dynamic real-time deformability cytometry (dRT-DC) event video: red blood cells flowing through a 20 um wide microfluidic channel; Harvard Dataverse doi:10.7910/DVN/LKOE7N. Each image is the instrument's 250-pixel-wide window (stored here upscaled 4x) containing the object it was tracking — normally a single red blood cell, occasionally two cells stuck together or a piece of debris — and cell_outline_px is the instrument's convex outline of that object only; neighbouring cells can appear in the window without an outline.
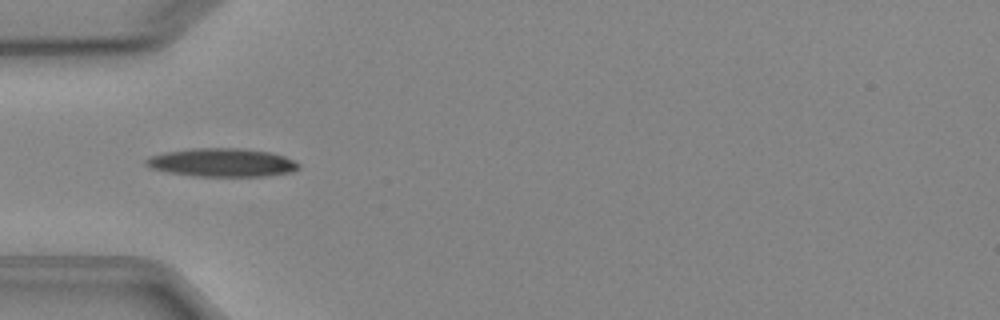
{"species": "Egyptian fruit bat (a non-hibernating species)", "species_latin": "Rousettus aegyptiacus", "temperature_condition": "cold", "stored_images_in_passage": 7, "camera_frame_rate_fps": 3000, "um_per_image_px": 0.085, "animal": {"sex": "female"}, "frame": {"image": 1, "passage_image": 5, "time_ms": 4.667, "image_size_px": [1000, 320], "cell_outline_px": [[300, 168], [292, 172], [264, 176], [196, 176], [168, 172], [148, 168], [144, 164], [144, 160], [148, 156], [164, 152], [192, 148], [240, 148], [272, 152], [284, 156], [300, 164]], "centroid_in_image_um": [18.83, 13.81], "position_along_channel_um": 66.2, "area_um2": 25.49}}
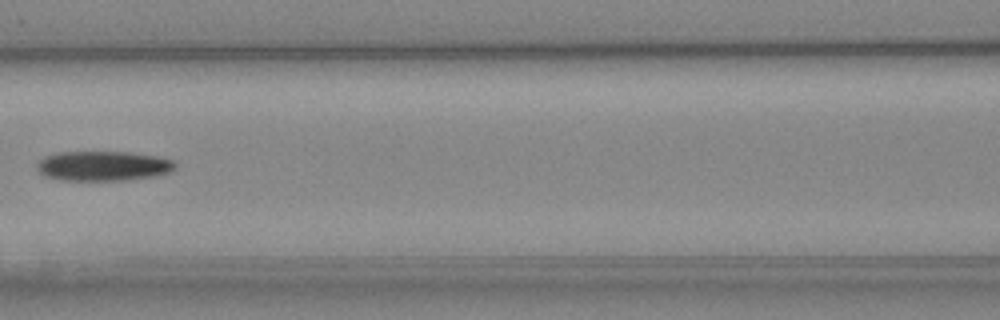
{"frame": {"image": 2, "passage_image": 7, "time_ms": 7.0, "image_size_px": [1000, 320], "cell_outline_px": [[176, 168], [172, 172], [156, 176], [124, 180], [64, 180], [44, 176], [36, 168], [36, 164], [44, 156], [60, 152], [128, 152], [156, 156], [176, 160]], "centroid_in_image_um": [8.81, 14.1], "position_along_channel_um": 157.8, "area_um2": 24.16}}